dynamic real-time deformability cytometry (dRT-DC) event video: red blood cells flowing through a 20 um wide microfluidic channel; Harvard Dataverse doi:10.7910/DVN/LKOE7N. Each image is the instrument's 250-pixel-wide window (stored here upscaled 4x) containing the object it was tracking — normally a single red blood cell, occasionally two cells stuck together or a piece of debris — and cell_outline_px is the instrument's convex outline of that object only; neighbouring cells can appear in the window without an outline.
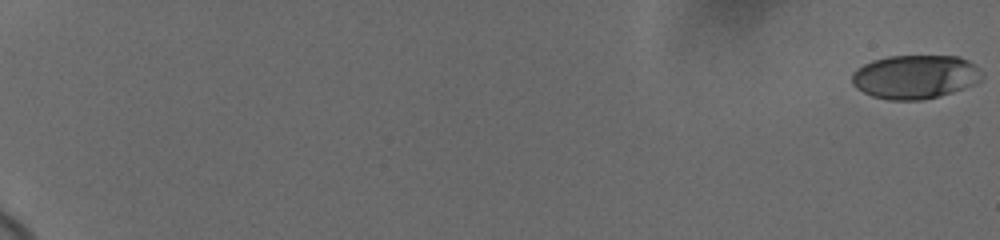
{"species": "human", "species_latin": "Homo sapiens", "temperature_condition": "cold", "stored_images_in_passage": 20, "camera_frame_rate_fps": 3000, "um_per_image_px": 0.085, "donor": {"sex": "female"}, "frame": {"image": 1, "passage_image": 1, "time_ms": 0.0, "image_size_px": [1000, 240], "cell_outline_px": [[984, 76], [976, 84], [940, 96], [920, 100], [888, 100], [872, 96], [856, 88], [852, 84], [852, 72], [856, 68], [872, 60], [888, 56], [956, 56], [968, 60]], "centroid_in_image_um": [77.75, 6.53], "position_along_channel_um": 7.2, "area_um2": 33.23}}